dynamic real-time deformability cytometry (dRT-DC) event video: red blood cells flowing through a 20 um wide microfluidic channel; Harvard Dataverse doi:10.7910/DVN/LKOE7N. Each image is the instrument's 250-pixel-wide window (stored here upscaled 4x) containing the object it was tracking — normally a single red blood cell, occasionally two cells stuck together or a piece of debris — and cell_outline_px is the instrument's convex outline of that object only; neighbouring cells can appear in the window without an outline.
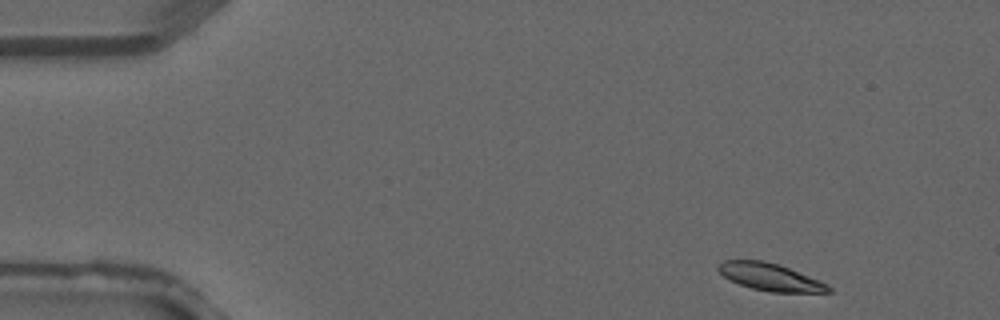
{"species": "common noctule bat (a hibernating species)", "species_latin": "Nyctalus noctula", "temperature_condition": "warm", "stored_images_in_passage": 3, "camera_frame_rate_fps": 3000, "um_per_image_px": 0.085, "animal": {"sex": "male", "forearm_length_mm": 52.5}, "frame": {"image": 1, "passage_image": 1, "time_ms": 0.0, "image_size_px": [1000, 320], "cell_outline_px": [[832, 292], [772, 292], [752, 288], [728, 280], [716, 268], [724, 260], [764, 260], [780, 264], [820, 280], [828, 284], [832, 288]], "centroid_in_image_um": [65.49, 23.54], "position_along_channel_um": 19.5, "area_um2": 17.63}}
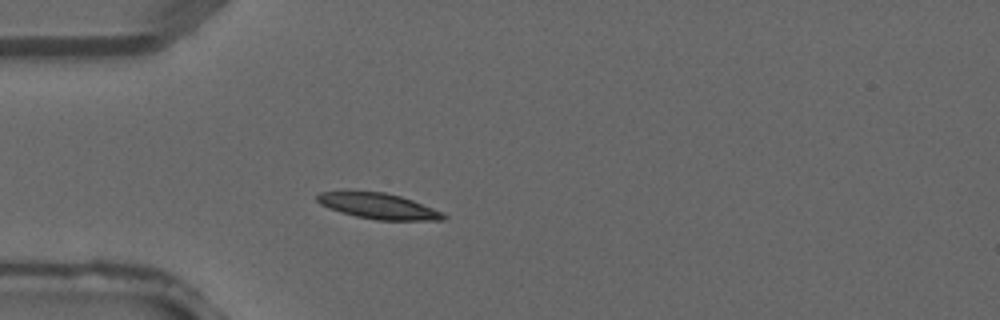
{"frame": {"image": 2, "passage_image": 3, "time_ms": 0.667, "image_size_px": [1000, 320], "cell_outline_px": [[448, 216], [444, 220], [376, 220], [356, 216], [340, 212], [328, 208], [320, 204], [316, 200], [316, 196], [320, 192], [344, 188], [348, 188], [384, 192], [400, 196], [412, 200], [432, 208]], "centroid_in_image_um": [32.03, 17.46], "position_along_channel_um": 53.0, "area_um2": 19.59}}